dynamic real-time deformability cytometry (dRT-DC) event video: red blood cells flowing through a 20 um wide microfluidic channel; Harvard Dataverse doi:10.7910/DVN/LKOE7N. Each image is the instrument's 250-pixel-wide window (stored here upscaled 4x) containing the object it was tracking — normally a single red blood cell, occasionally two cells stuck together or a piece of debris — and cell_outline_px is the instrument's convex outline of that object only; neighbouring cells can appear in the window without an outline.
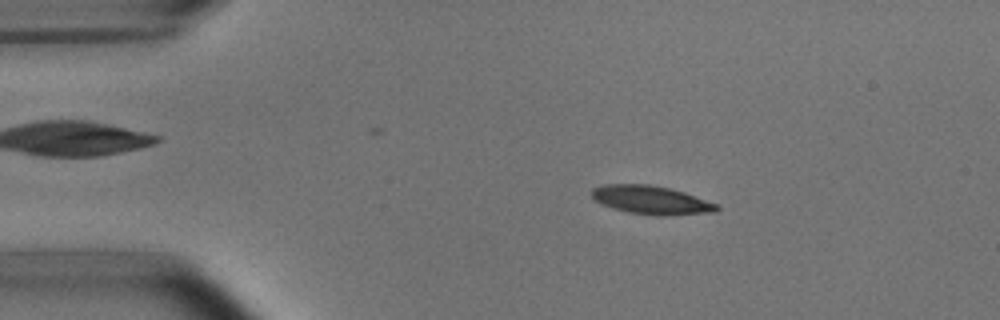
{"species": "common noctule bat (a hibernating species)", "species_latin": "Nyctalus noctula", "temperature_condition": "room temperature", "stored_images_in_passage": 51, "camera_frame_rate_fps": 3000, "um_per_image_px": 0.085, "animal": {"sex": "male", "body_mass_g": 15.6}, "frame": {"image": 1, "passage_image": 8, "time_ms": 2.333, "image_size_px": [1000, 320], "cell_outline_px": [[720, 208], [716, 212], [668, 216], [656, 216], [628, 212], [604, 204], [596, 200], [592, 196], [592, 188], [604, 184], [648, 184], [668, 188], [684, 192], [720, 204]], "centroid_in_image_um": [55.43, 17.01], "position_along_channel_um": 29.6, "area_um2": 20.81}}
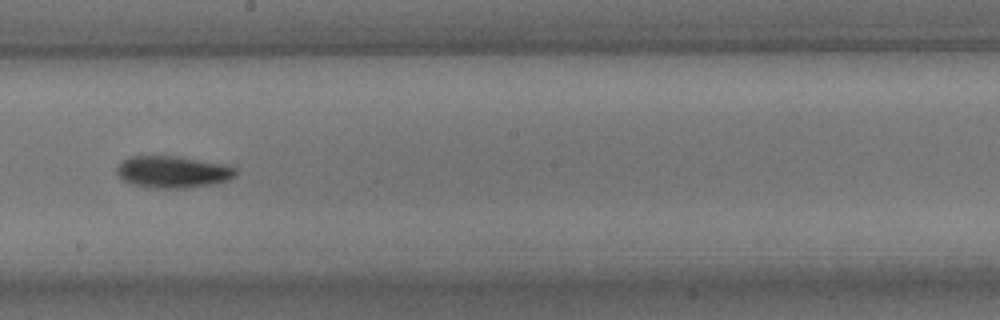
{"frame": {"image": 2, "passage_image": 28, "time_ms": 9.0, "image_size_px": [1000, 320], "cell_outline_px": [[236, 176], [228, 180], [208, 184], [184, 188], [156, 188], [132, 184], [124, 180], [116, 172], [116, 168], [128, 156], [176, 156], [228, 164], [236, 168]], "centroid_in_image_um": [14.71, 14.6], "position_along_channel_um": 233.5, "area_um2": 21.96}}
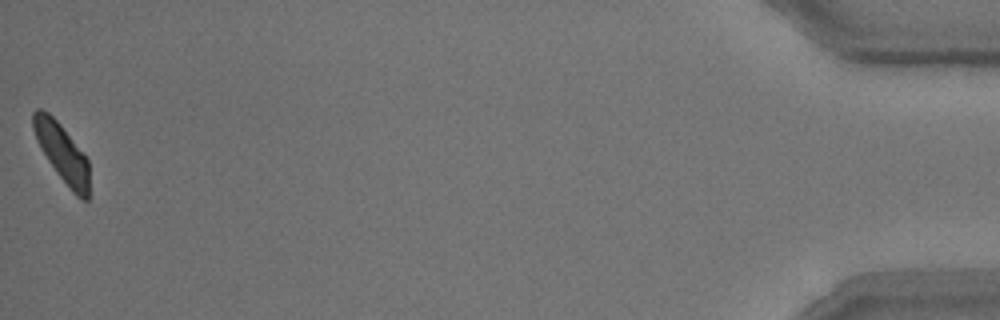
{"frame": {"image": 3, "passage_image": 51, "time_ms": 16.667, "image_size_px": [1000, 320], "cell_outline_px": [[88, 200], [80, 200], [72, 192], [56, 172], [48, 160], [32, 128], [32, 112], [36, 108], [40, 108], [48, 112], [60, 124], [88, 160]], "centroid_in_image_um": [5.27, 12.99], "position_along_channel_um": 429.9, "area_um2": 18.55}, "authors_computed_cell_mechanics": {"area_um2": 20.5768, "velocity_mm_per_s": 3.804, "shape_relaxation_time_tau1_ms": 3.0517, "shape_relaxation_time_tau2_ms": 6.2318, "deformation_change_tau1": 0.1311, "deformation_change_tau2": 0.1335}}